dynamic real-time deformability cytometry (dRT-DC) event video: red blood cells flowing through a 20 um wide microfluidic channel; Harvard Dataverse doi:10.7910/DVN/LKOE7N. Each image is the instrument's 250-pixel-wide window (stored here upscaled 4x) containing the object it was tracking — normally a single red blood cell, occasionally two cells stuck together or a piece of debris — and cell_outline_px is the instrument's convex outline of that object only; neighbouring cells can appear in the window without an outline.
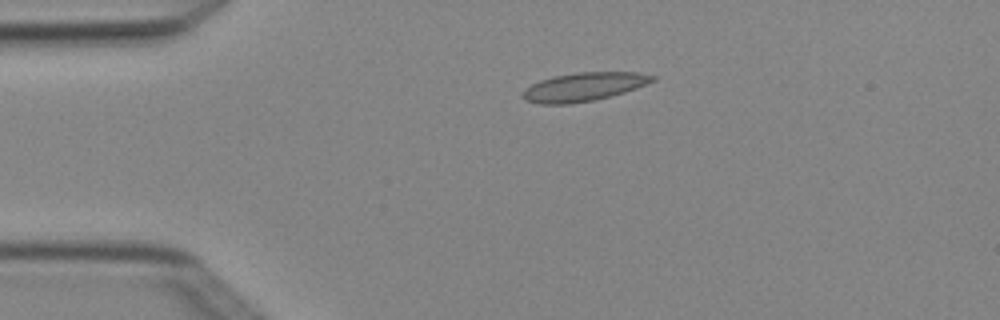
{"species": "Egyptian fruit bat (a non-hibernating species)", "species_latin": "Rousettus aegyptiacus", "temperature_condition": "cold", "stored_images_in_passage": 3, "camera_frame_rate_fps": 3000, "um_per_image_px": 0.085, "animal": {"sex": "female"}, "frame": {"image": 1, "passage_image": 3, "time_ms": 0.667, "image_size_px": [1000, 320], "cell_outline_px": [[656, 80], [636, 88], [624, 92], [596, 100], [568, 104], [540, 104], [524, 100], [524, 88], [540, 80], [556, 76], [576, 72], [636, 72], [656, 76]], "centroid_in_image_um": [49.63, 7.38], "position_along_channel_um": 35.4, "area_um2": 21.5}}